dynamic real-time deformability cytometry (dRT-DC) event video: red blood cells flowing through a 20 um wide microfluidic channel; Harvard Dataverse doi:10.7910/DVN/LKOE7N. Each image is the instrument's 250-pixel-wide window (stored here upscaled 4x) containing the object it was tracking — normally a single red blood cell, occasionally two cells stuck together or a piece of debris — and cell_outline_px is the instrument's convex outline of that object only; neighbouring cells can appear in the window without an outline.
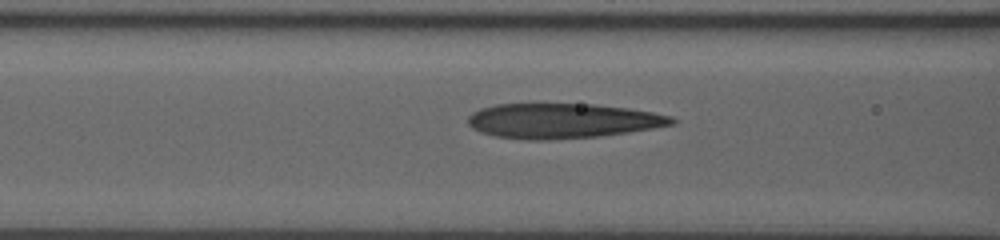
{"species": "human", "species_latin": "Homo sapiens", "temperature_condition": "room temperature", "stored_images_in_passage": 21, "camera_frame_rate_fps": 3000, "um_per_image_px": 0.085, "donor": {"sex": "male"}, "frame": {"image": 1, "passage_image": 10, "time_ms": 4.667, "image_size_px": [1000, 240], "cell_outline_px": [[676, 120], [672, 124], [652, 128], [628, 132], [596, 136], [544, 140], [536, 140], [496, 136], [480, 132], [472, 128], [468, 124], [468, 116], [472, 112], [480, 108], [496, 104], [596, 104], [628, 108], [652, 112], [672, 116]], "centroid_in_image_um": [47.78, 10.26], "position_along_channel_um": 118.8, "area_um2": 41.21}}
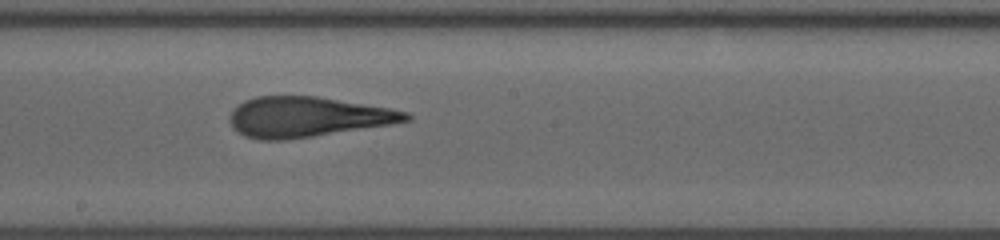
{"frame": {"image": 2, "passage_image": 16, "time_ms": 7.333, "image_size_px": [1000, 240], "cell_outline_px": [[412, 120], [392, 124], [280, 140], [260, 140], [244, 136], [232, 128], [228, 120], [232, 112], [244, 100], [256, 96], [316, 96], [388, 108], [408, 112], [412, 116]], "centroid_in_image_um": [26.1, 9.93], "position_along_channel_um": 222.1, "area_um2": 40.75}}
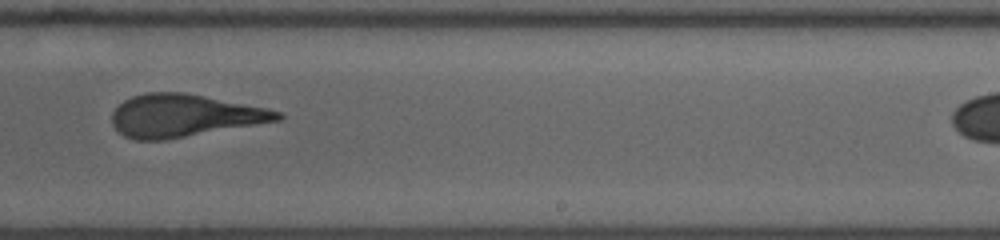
{"frame": {"image": 3, "passage_image": 19, "time_ms": 8.667, "image_size_px": [1000, 240], "cell_outline_px": [[284, 116], [280, 120], [164, 140], [136, 140], [124, 136], [112, 124], [112, 112], [124, 100], [132, 96], [148, 92], [184, 92], [268, 108], [280, 112]], "centroid_in_image_um": [15.63, 9.82], "position_along_channel_um": 273.4, "area_um2": 40.75}}